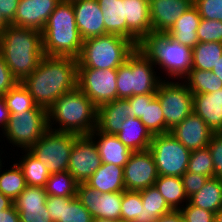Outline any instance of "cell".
I'll return each mask as SVG.
<instances>
[{
    "mask_svg": "<svg viewBox=\"0 0 222 222\" xmlns=\"http://www.w3.org/2000/svg\"><path fill=\"white\" fill-rule=\"evenodd\" d=\"M140 120L152 135L165 134L163 109L157 98L145 101L144 115Z\"/></svg>",
    "mask_w": 222,
    "mask_h": 222,
    "instance_id": "obj_38",
    "label": "cell"
},
{
    "mask_svg": "<svg viewBox=\"0 0 222 222\" xmlns=\"http://www.w3.org/2000/svg\"><path fill=\"white\" fill-rule=\"evenodd\" d=\"M214 166V177L222 179V132L214 133L208 144Z\"/></svg>",
    "mask_w": 222,
    "mask_h": 222,
    "instance_id": "obj_45",
    "label": "cell"
},
{
    "mask_svg": "<svg viewBox=\"0 0 222 222\" xmlns=\"http://www.w3.org/2000/svg\"><path fill=\"white\" fill-rule=\"evenodd\" d=\"M6 107L9 109L10 114L18 112H25L31 109H46L38 106L29 91L18 82L12 89L3 95Z\"/></svg>",
    "mask_w": 222,
    "mask_h": 222,
    "instance_id": "obj_37",
    "label": "cell"
},
{
    "mask_svg": "<svg viewBox=\"0 0 222 222\" xmlns=\"http://www.w3.org/2000/svg\"><path fill=\"white\" fill-rule=\"evenodd\" d=\"M22 151V157L16 163L22 169L26 184L29 186L45 187L50 172L45 168V164L40 162L29 150Z\"/></svg>",
    "mask_w": 222,
    "mask_h": 222,
    "instance_id": "obj_32",
    "label": "cell"
},
{
    "mask_svg": "<svg viewBox=\"0 0 222 222\" xmlns=\"http://www.w3.org/2000/svg\"><path fill=\"white\" fill-rule=\"evenodd\" d=\"M136 48L158 67L157 71H165L166 76L162 80H183L192 70V48L180 44L168 33L150 32Z\"/></svg>",
    "mask_w": 222,
    "mask_h": 222,
    "instance_id": "obj_4",
    "label": "cell"
},
{
    "mask_svg": "<svg viewBox=\"0 0 222 222\" xmlns=\"http://www.w3.org/2000/svg\"><path fill=\"white\" fill-rule=\"evenodd\" d=\"M184 222H215V213L195 207L189 202L179 210Z\"/></svg>",
    "mask_w": 222,
    "mask_h": 222,
    "instance_id": "obj_44",
    "label": "cell"
},
{
    "mask_svg": "<svg viewBox=\"0 0 222 222\" xmlns=\"http://www.w3.org/2000/svg\"><path fill=\"white\" fill-rule=\"evenodd\" d=\"M212 72L221 80L222 82V56L216 64V67L213 68Z\"/></svg>",
    "mask_w": 222,
    "mask_h": 222,
    "instance_id": "obj_55",
    "label": "cell"
},
{
    "mask_svg": "<svg viewBox=\"0 0 222 222\" xmlns=\"http://www.w3.org/2000/svg\"><path fill=\"white\" fill-rule=\"evenodd\" d=\"M181 178L185 194L189 198L204 186L209 177L186 171Z\"/></svg>",
    "mask_w": 222,
    "mask_h": 222,
    "instance_id": "obj_46",
    "label": "cell"
},
{
    "mask_svg": "<svg viewBox=\"0 0 222 222\" xmlns=\"http://www.w3.org/2000/svg\"><path fill=\"white\" fill-rule=\"evenodd\" d=\"M93 222H115L114 220L94 219Z\"/></svg>",
    "mask_w": 222,
    "mask_h": 222,
    "instance_id": "obj_58",
    "label": "cell"
},
{
    "mask_svg": "<svg viewBox=\"0 0 222 222\" xmlns=\"http://www.w3.org/2000/svg\"><path fill=\"white\" fill-rule=\"evenodd\" d=\"M17 83L18 81L13 77L8 65L0 55V95L6 94Z\"/></svg>",
    "mask_w": 222,
    "mask_h": 222,
    "instance_id": "obj_48",
    "label": "cell"
},
{
    "mask_svg": "<svg viewBox=\"0 0 222 222\" xmlns=\"http://www.w3.org/2000/svg\"><path fill=\"white\" fill-rule=\"evenodd\" d=\"M76 197L94 219L121 220L122 192L102 193L79 183Z\"/></svg>",
    "mask_w": 222,
    "mask_h": 222,
    "instance_id": "obj_13",
    "label": "cell"
},
{
    "mask_svg": "<svg viewBox=\"0 0 222 222\" xmlns=\"http://www.w3.org/2000/svg\"><path fill=\"white\" fill-rule=\"evenodd\" d=\"M196 32L199 42L222 43V21L201 18Z\"/></svg>",
    "mask_w": 222,
    "mask_h": 222,
    "instance_id": "obj_42",
    "label": "cell"
},
{
    "mask_svg": "<svg viewBox=\"0 0 222 222\" xmlns=\"http://www.w3.org/2000/svg\"><path fill=\"white\" fill-rule=\"evenodd\" d=\"M192 50V69L212 71L222 56V43L199 42Z\"/></svg>",
    "mask_w": 222,
    "mask_h": 222,
    "instance_id": "obj_33",
    "label": "cell"
},
{
    "mask_svg": "<svg viewBox=\"0 0 222 222\" xmlns=\"http://www.w3.org/2000/svg\"><path fill=\"white\" fill-rule=\"evenodd\" d=\"M128 117H130L129 101L117 98L98 107L96 128L105 134L116 135Z\"/></svg>",
    "mask_w": 222,
    "mask_h": 222,
    "instance_id": "obj_23",
    "label": "cell"
},
{
    "mask_svg": "<svg viewBox=\"0 0 222 222\" xmlns=\"http://www.w3.org/2000/svg\"><path fill=\"white\" fill-rule=\"evenodd\" d=\"M187 171L209 178L214 177L213 160L208 146L191 151Z\"/></svg>",
    "mask_w": 222,
    "mask_h": 222,
    "instance_id": "obj_40",
    "label": "cell"
},
{
    "mask_svg": "<svg viewBox=\"0 0 222 222\" xmlns=\"http://www.w3.org/2000/svg\"><path fill=\"white\" fill-rule=\"evenodd\" d=\"M156 94L135 95L126 98L130 104V117L141 118L144 115L145 101H153Z\"/></svg>",
    "mask_w": 222,
    "mask_h": 222,
    "instance_id": "obj_47",
    "label": "cell"
},
{
    "mask_svg": "<svg viewBox=\"0 0 222 222\" xmlns=\"http://www.w3.org/2000/svg\"><path fill=\"white\" fill-rule=\"evenodd\" d=\"M89 136L97 145L102 163L124 167L128 162L132 151L116 135L105 134L96 128Z\"/></svg>",
    "mask_w": 222,
    "mask_h": 222,
    "instance_id": "obj_24",
    "label": "cell"
},
{
    "mask_svg": "<svg viewBox=\"0 0 222 222\" xmlns=\"http://www.w3.org/2000/svg\"><path fill=\"white\" fill-rule=\"evenodd\" d=\"M13 205V201L0 192V212L10 208Z\"/></svg>",
    "mask_w": 222,
    "mask_h": 222,
    "instance_id": "obj_54",
    "label": "cell"
},
{
    "mask_svg": "<svg viewBox=\"0 0 222 222\" xmlns=\"http://www.w3.org/2000/svg\"><path fill=\"white\" fill-rule=\"evenodd\" d=\"M139 192L141 193L143 204L141 222H156L162 215L173 211L155 185Z\"/></svg>",
    "mask_w": 222,
    "mask_h": 222,
    "instance_id": "obj_30",
    "label": "cell"
},
{
    "mask_svg": "<svg viewBox=\"0 0 222 222\" xmlns=\"http://www.w3.org/2000/svg\"><path fill=\"white\" fill-rule=\"evenodd\" d=\"M103 13L105 30L126 38V19L124 0H97Z\"/></svg>",
    "mask_w": 222,
    "mask_h": 222,
    "instance_id": "obj_29",
    "label": "cell"
},
{
    "mask_svg": "<svg viewBox=\"0 0 222 222\" xmlns=\"http://www.w3.org/2000/svg\"><path fill=\"white\" fill-rule=\"evenodd\" d=\"M158 73L154 64L136 48L117 69V98L156 94L162 81Z\"/></svg>",
    "mask_w": 222,
    "mask_h": 222,
    "instance_id": "obj_7",
    "label": "cell"
},
{
    "mask_svg": "<svg viewBox=\"0 0 222 222\" xmlns=\"http://www.w3.org/2000/svg\"><path fill=\"white\" fill-rule=\"evenodd\" d=\"M72 6L77 28L83 40L108 34L97 0H73Z\"/></svg>",
    "mask_w": 222,
    "mask_h": 222,
    "instance_id": "obj_17",
    "label": "cell"
},
{
    "mask_svg": "<svg viewBox=\"0 0 222 222\" xmlns=\"http://www.w3.org/2000/svg\"><path fill=\"white\" fill-rule=\"evenodd\" d=\"M183 216L179 210H173L172 212L162 215L156 222H183Z\"/></svg>",
    "mask_w": 222,
    "mask_h": 222,
    "instance_id": "obj_53",
    "label": "cell"
},
{
    "mask_svg": "<svg viewBox=\"0 0 222 222\" xmlns=\"http://www.w3.org/2000/svg\"><path fill=\"white\" fill-rule=\"evenodd\" d=\"M152 32L167 33L194 0H149Z\"/></svg>",
    "mask_w": 222,
    "mask_h": 222,
    "instance_id": "obj_20",
    "label": "cell"
},
{
    "mask_svg": "<svg viewBox=\"0 0 222 222\" xmlns=\"http://www.w3.org/2000/svg\"><path fill=\"white\" fill-rule=\"evenodd\" d=\"M0 55L13 77L22 82L39 66L45 56L42 32L8 24L0 32Z\"/></svg>",
    "mask_w": 222,
    "mask_h": 222,
    "instance_id": "obj_2",
    "label": "cell"
},
{
    "mask_svg": "<svg viewBox=\"0 0 222 222\" xmlns=\"http://www.w3.org/2000/svg\"><path fill=\"white\" fill-rule=\"evenodd\" d=\"M0 222H20L19 213L14 205L0 212Z\"/></svg>",
    "mask_w": 222,
    "mask_h": 222,
    "instance_id": "obj_51",
    "label": "cell"
},
{
    "mask_svg": "<svg viewBox=\"0 0 222 222\" xmlns=\"http://www.w3.org/2000/svg\"><path fill=\"white\" fill-rule=\"evenodd\" d=\"M21 83L38 106L48 109L61 95L77 87V59L44 56Z\"/></svg>",
    "mask_w": 222,
    "mask_h": 222,
    "instance_id": "obj_1",
    "label": "cell"
},
{
    "mask_svg": "<svg viewBox=\"0 0 222 222\" xmlns=\"http://www.w3.org/2000/svg\"><path fill=\"white\" fill-rule=\"evenodd\" d=\"M188 202L216 214L222 208V179L208 178L204 186L188 198Z\"/></svg>",
    "mask_w": 222,
    "mask_h": 222,
    "instance_id": "obj_28",
    "label": "cell"
},
{
    "mask_svg": "<svg viewBox=\"0 0 222 222\" xmlns=\"http://www.w3.org/2000/svg\"><path fill=\"white\" fill-rule=\"evenodd\" d=\"M126 19V38L136 46L139 41L152 32L149 0H124Z\"/></svg>",
    "mask_w": 222,
    "mask_h": 222,
    "instance_id": "obj_21",
    "label": "cell"
},
{
    "mask_svg": "<svg viewBox=\"0 0 222 222\" xmlns=\"http://www.w3.org/2000/svg\"><path fill=\"white\" fill-rule=\"evenodd\" d=\"M0 151H1V152H0V164H1V163H3L2 161L4 160V159L2 158V153H4V150L2 151V150L0 149Z\"/></svg>",
    "mask_w": 222,
    "mask_h": 222,
    "instance_id": "obj_59",
    "label": "cell"
},
{
    "mask_svg": "<svg viewBox=\"0 0 222 222\" xmlns=\"http://www.w3.org/2000/svg\"><path fill=\"white\" fill-rule=\"evenodd\" d=\"M19 1L20 0H0V14L8 24L15 18Z\"/></svg>",
    "mask_w": 222,
    "mask_h": 222,
    "instance_id": "obj_50",
    "label": "cell"
},
{
    "mask_svg": "<svg viewBox=\"0 0 222 222\" xmlns=\"http://www.w3.org/2000/svg\"><path fill=\"white\" fill-rule=\"evenodd\" d=\"M116 136L132 152L149 149L153 138L140 118L134 116L128 117Z\"/></svg>",
    "mask_w": 222,
    "mask_h": 222,
    "instance_id": "obj_25",
    "label": "cell"
},
{
    "mask_svg": "<svg viewBox=\"0 0 222 222\" xmlns=\"http://www.w3.org/2000/svg\"><path fill=\"white\" fill-rule=\"evenodd\" d=\"M115 222H128V221H123V220H117Z\"/></svg>",
    "mask_w": 222,
    "mask_h": 222,
    "instance_id": "obj_60",
    "label": "cell"
},
{
    "mask_svg": "<svg viewBox=\"0 0 222 222\" xmlns=\"http://www.w3.org/2000/svg\"><path fill=\"white\" fill-rule=\"evenodd\" d=\"M188 150L194 151L208 146L214 132L194 112L169 131Z\"/></svg>",
    "mask_w": 222,
    "mask_h": 222,
    "instance_id": "obj_19",
    "label": "cell"
},
{
    "mask_svg": "<svg viewBox=\"0 0 222 222\" xmlns=\"http://www.w3.org/2000/svg\"><path fill=\"white\" fill-rule=\"evenodd\" d=\"M8 25V23L2 18L0 14V32Z\"/></svg>",
    "mask_w": 222,
    "mask_h": 222,
    "instance_id": "obj_57",
    "label": "cell"
},
{
    "mask_svg": "<svg viewBox=\"0 0 222 222\" xmlns=\"http://www.w3.org/2000/svg\"><path fill=\"white\" fill-rule=\"evenodd\" d=\"M86 184L102 193L123 192L125 191L123 167L102 163Z\"/></svg>",
    "mask_w": 222,
    "mask_h": 222,
    "instance_id": "obj_26",
    "label": "cell"
},
{
    "mask_svg": "<svg viewBox=\"0 0 222 222\" xmlns=\"http://www.w3.org/2000/svg\"><path fill=\"white\" fill-rule=\"evenodd\" d=\"M80 135L48 129L29 151L52 173L68 171L71 151Z\"/></svg>",
    "mask_w": 222,
    "mask_h": 222,
    "instance_id": "obj_9",
    "label": "cell"
},
{
    "mask_svg": "<svg viewBox=\"0 0 222 222\" xmlns=\"http://www.w3.org/2000/svg\"><path fill=\"white\" fill-rule=\"evenodd\" d=\"M61 0H20L11 25L42 31Z\"/></svg>",
    "mask_w": 222,
    "mask_h": 222,
    "instance_id": "obj_18",
    "label": "cell"
},
{
    "mask_svg": "<svg viewBox=\"0 0 222 222\" xmlns=\"http://www.w3.org/2000/svg\"><path fill=\"white\" fill-rule=\"evenodd\" d=\"M193 112L214 132H222V89L193 94Z\"/></svg>",
    "mask_w": 222,
    "mask_h": 222,
    "instance_id": "obj_22",
    "label": "cell"
},
{
    "mask_svg": "<svg viewBox=\"0 0 222 222\" xmlns=\"http://www.w3.org/2000/svg\"><path fill=\"white\" fill-rule=\"evenodd\" d=\"M78 184L68 171H63L50 174L44 188L48 196L76 197Z\"/></svg>",
    "mask_w": 222,
    "mask_h": 222,
    "instance_id": "obj_36",
    "label": "cell"
},
{
    "mask_svg": "<svg viewBox=\"0 0 222 222\" xmlns=\"http://www.w3.org/2000/svg\"><path fill=\"white\" fill-rule=\"evenodd\" d=\"M200 20L201 16L193 5L176 20L167 33L180 44L194 48L199 43L196 31Z\"/></svg>",
    "mask_w": 222,
    "mask_h": 222,
    "instance_id": "obj_27",
    "label": "cell"
},
{
    "mask_svg": "<svg viewBox=\"0 0 222 222\" xmlns=\"http://www.w3.org/2000/svg\"><path fill=\"white\" fill-rule=\"evenodd\" d=\"M149 150L159 176L181 177L187 171L191 151L169 132L153 135Z\"/></svg>",
    "mask_w": 222,
    "mask_h": 222,
    "instance_id": "obj_11",
    "label": "cell"
},
{
    "mask_svg": "<svg viewBox=\"0 0 222 222\" xmlns=\"http://www.w3.org/2000/svg\"><path fill=\"white\" fill-rule=\"evenodd\" d=\"M156 98L163 109L165 133L193 112V93L183 80H162Z\"/></svg>",
    "mask_w": 222,
    "mask_h": 222,
    "instance_id": "obj_10",
    "label": "cell"
},
{
    "mask_svg": "<svg viewBox=\"0 0 222 222\" xmlns=\"http://www.w3.org/2000/svg\"><path fill=\"white\" fill-rule=\"evenodd\" d=\"M154 185L173 210H180L188 203L181 177L158 176Z\"/></svg>",
    "mask_w": 222,
    "mask_h": 222,
    "instance_id": "obj_31",
    "label": "cell"
},
{
    "mask_svg": "<svg viewBox=\"0 0 222 222\" xmlns=\"http://www.w3.org/2000/svg\"><path fill=\"white\" fill-rule=\"evenodd\" d=\"M3 165L0 164V192L14 201L27 186L24 174L16 161L8 170Z\"/></svg>",
    "mask_w": 222,
    "mask_h": 222,
    "instance_id": "obj_34",
    "label": "cell"
},
{
    "mask_svg": "<svg viewBox=\"0 0 222 222\" xmlns=\"http://www.w3.org/2000/svg\"><path fill=\"white\" fill-rule=\"evenodd\" d=\"M123 171L127 191H140L153 186L159 176L154 157L149 149L132 152Z\"/></svg>",
    "mask_w": 222,
    "mask_h": 222,
    "instance_id": "obj_15",
    "label": "cell"
},
{
    "mask_svg": "<svg viewBox=\"0 0 222 222\" xmlns=\"http://www.w3.org/2000/svg\"><path fill=\"white\" fill-rule=\"evenodd\" d=\"M97 115L98 107L76 87L48 108V127L57 132L90 135L97 127Z\"/></svg>",
    "mask_w": 222,
    "mask_h": 222,
    "instance_id": "obj_3",
    "label": "cell"
},
{
    "mask_svg": "<svg viewBox=\"0 0 222 222\" xmlns=\"http://www.w3.org/2000/svg\"><path fill=\"white\" fill-rule=\"evenodd\" d=\"M68 197L48 196L46 199V207L53 222H59L62 219L63 202Z\"/></svg>",
    "mask_w": 222,
    "mask_h": 222,
    "instance_id": "obj_49",
    "label": "cell"
},
{
    "mask_svg": "<svg viewBox=\"0 0 222 222\" xmlns=\"http://www.w3.org/2000/svg\"><path fill=\"white\" fill-rule=\"evenodd\" d=\"M47 197L44 187L27 185L13 201L20 222H53L46 207Z\"/></svg>",
    "mask_w": 222,
    "mask_h": 222,
    "instance_id": "obj_16",
    "label": "cell"
},
{
    "mask_svg": "<svg viewBox=\"0 0 222 222\" xmlns=\"http://www.w3.org/2000/svg\"><path fill=\"white\" fill-rule=\"evenodd\" d=\"M91 213L77 197H68L63 202L62 219L59 222H93Z\"/></svg>",
    "mask_w": 222,
    "mask_h": 222,
    "instance_id": "obj_41",
    "label": "cell"
},
{
    "mask_svg": "<svg viewBox=\"0 0 222 222\" xmlns=\"http://www.w3.org/2000/svg\"><path fill=\"white\" fill-rule=\"evenodd\" d=\"M101 164V157L94 140L89 135H80L73 144L68 173L78 183H86Z\"/></svg>",
    "mask_w": 222,
    "mask_h": 222,
    "instance_id": "obj_14",
    "label": "cell"
},
{
    "mask_svg": "<svg viewBox=\"0 0 222 222\" xmlns=\"http://www.w3.org/2000/svg\"><path fill=\"white\" fill-rule=\"evenodd\" d=\"M203 19L222 21V0H194Z\"/></svg>",
    "mask_w": 222,
    "mask_h": 222,
    "instance_id": "obj_43",
    "label": "cell"
},
{
    "mask_svg": "<svg viewBox=\"0 0 222 222\" xmlns=\"http://www.w3.org/2000/svg\"><path fill=\"white\" fill-rule=\"evenodd\" d=\"M41 32L45 56L77 59L80 55L84 40L77 28L72 1L61 0Z\"/></svg>",
    "mask_w": 222,
    "mask_h": 222,
    "instance_id": "obj_5",
    "label": "cell"
},
{
    "mask_svg": "<svg viewBox=\"0 0 222 222\" xmlns=\"http://www.w3.org/2000/svg\"><path fill=\"white\" fill-rule=\"evenodd\" d=\"M77 87L97 106L117 99V69L77 68Z\"/></svg>",
    "mask_w": 222,
    "mask_h": 222,
    "instance_id": "obj_12",
    "label": "cell"
},
{
    "mask_svg": "<svg viewBox=\"0 0 222 222\" xmlns=\"http://www.w3.org/2000/svg\"><path fill=\"white\" fill-rule=\"evenodd\" d=\"M143 209L141 193L139 191H123L121 202V220L141 222Z\"/></svg>",
    "mask_w": 222,
    "mask_h": 222,
    "instance_id": "obj_39",
    "label": "cell"
},
{
    "mask_svg": "<svg viewBox=\"0 0 222 222\" xmlns=\"http://www.w3.org/2000/svg\"><path fill=\"white\" fill-rule=\"evenodd\" d=\"M135 49L131 40L120 35L92 37L83 41L77 68L118 69Z\"/></svg>",
    "mask_w": 222,
    "mask_h": 222,
    "instance_id": "obj_6",
    "label": "cell"
},
{
    "mask_svg": "<svg viewBox=\"0 0 222 222\" xmlns=\"http://www.w3.org/2000/svg\"><path fill=\"white\" fill-rule=\"evenodd\" d=\"M10 118L9 109L6 107L5 100L3 96L0 97V130H3L7 127L8 120Z\"/></svg>",
    "mask_w": 222,
    "mask_h": 222,
    "instance_id": "obj_52",
    "label": "cell"
},
{
    "mask_svg": "<svg viewBox=\"0 0 222 222\" xmlns=\"http://www.w3.org/2000/svg\"><path fill=\"white\" fill-rule=\"evenodd\" d=\"M183 81L193 94L212 93L222 89L221 80L212 71L192 69Z\"/></svg>",
    "mask_w": 222,
    "mask_h": 222,
    "instance_id": "obj_35",
    "label": "cell"
},
{
    "mask_svg": "<svg viewBox=\"0 0 222 222\" xmlns=\"http://www.w3.org/2000/svg\"><path fill=\"white\" fill-rule=\"evenodd\" d=\"M215 222H222V208L215 214Z\"/></svg>",
    "mask_w": 222,
    "mask_h": 222,
    "instance_id": "obj_56",
    "label": "cell"
},
{
    "mask_svg": "<svg viewBox=\"0 0 222 222\" xmlns=\"http://www.w3.org/2000/svg\"><path fill=\"white\" fill-rule=\"evenodd\" d=\"M48 129V109H31L10 114L7 127L1 135L11 147L29 150Z\"/></svg>",
    "mask_w": 222,
    "mask_h": 222,
    "instance_id": "obj_8",
    "label": "cell"
}]
</instances>
